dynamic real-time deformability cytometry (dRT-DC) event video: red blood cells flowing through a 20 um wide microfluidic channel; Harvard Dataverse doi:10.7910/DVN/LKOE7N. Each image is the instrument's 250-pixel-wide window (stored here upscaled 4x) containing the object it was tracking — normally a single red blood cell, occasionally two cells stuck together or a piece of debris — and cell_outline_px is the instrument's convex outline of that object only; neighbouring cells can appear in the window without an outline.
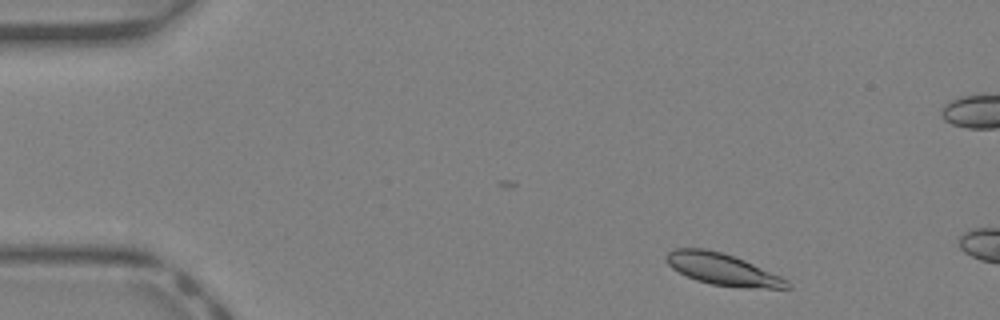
{"species": "Egyptian fruit bat (a non-hibernating species)", "species_latin": "Rousettus aegyptiacus", "temperature_condition": "warm", "stored_images_in_passage": 6, "camera_frame_rate_fps": 3000, "um_per_image_px": 0.085, "animal": {"sex": "female"}, "frame": {"image": 1, "passage_image": 2, "time_ms": 0.333, "image_size_px": [1000, 320], "cell_outline_px": [[792, 288], [744, 288], [712, 284], [696, 280], [672, 268], [668, 264], [664, 256], [668, 252], [676, 248], [704, 248], [720, 252], [744, 260], [780, 276], [788, 280], [792, 284]], "centroid_in_image_um": [61.43, 22.9], "position_along_channel_um": 23.6, "area_um2": 22.14}}